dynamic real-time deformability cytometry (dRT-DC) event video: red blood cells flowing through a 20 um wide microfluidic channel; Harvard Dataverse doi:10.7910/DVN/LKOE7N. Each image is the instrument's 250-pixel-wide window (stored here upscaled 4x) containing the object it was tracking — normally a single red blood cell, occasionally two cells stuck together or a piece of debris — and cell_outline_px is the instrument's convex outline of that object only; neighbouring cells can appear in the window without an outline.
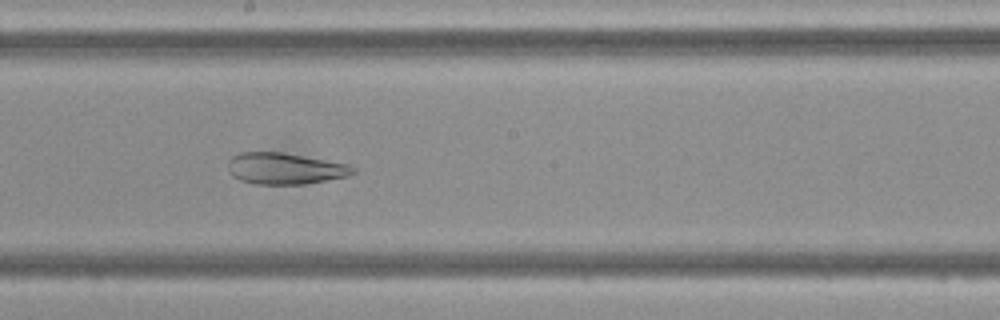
{"species": "Egyptian fruit bat (a non-hibernating species)", "species_latin": "Rousettus aegyptiacus", "temperature_condition": "cold", "stored_images_in_passage": 47, "camera_frame_rate_fps": 3000, "um_per_image_px": 0.085, "frame": {"image": 1, "passage_image": 25, "time_ms": 8.0, "image_size_px": [1000, 320], "cell_outline_px": [[356, 172], [348, 176], [304, 184], [256, 184], [240, 180], [232, 176], [228, 172], [228, 160], [232, 156], [240, 152], [280, 152], [352, 164], [356, 168]], "centroid_in_image_um": [24.23, 14.32], "position_along_channel_um": 224.0, "area_um2": 23.06}}
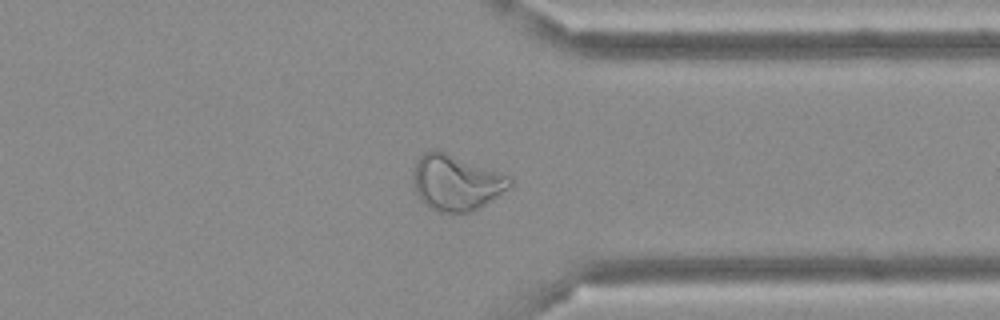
{"frame": {"image": 2, "passage_image": 36, "time_ms": 11.667, "image_size_px": [1000, 320], "cell_outline_px": [[512, 184], [508, 188], [472, 212], [440, 212], [428, 208], [420, 200], [416, 192], [412, 176], [412, 172], [416, 160], [424, 152], [432, 148], [436, 148], [512, 176]], "centroid_in_image_um": [38.73, 15.49], "position_along_channel_um": 372.7, "area_um2": 31.67}}
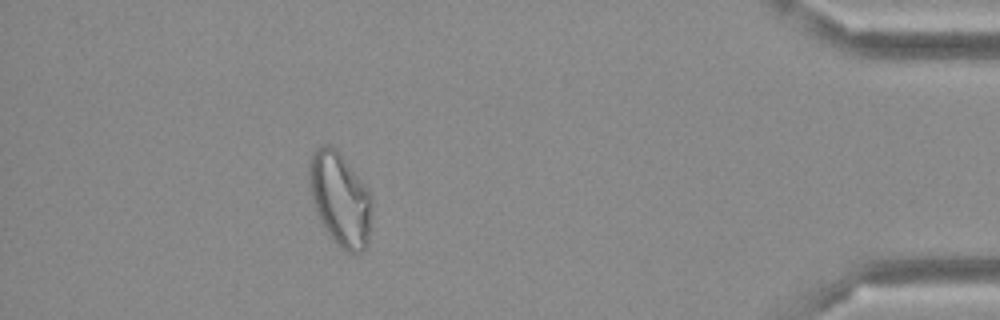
{"frame": {"image": 3, "passage_image": 42, "time_ms": 13.667, "image_size_px": [1000, 320], "cell_outline_px": [[372, 208], [368, 244], [364, 252], [352, 256], [340, 248], [332, 240], [324, 228], [316, 212], [312, 200], [308, 180], [308, 164], [312, 152], [320, 144], [332, 144], [340, 152], [368, 188], [372, 200]], "centroid_in_image_um": [28.91, 16.93], "position_along_channel_um": 406.3, "area_um2": 35.2}}